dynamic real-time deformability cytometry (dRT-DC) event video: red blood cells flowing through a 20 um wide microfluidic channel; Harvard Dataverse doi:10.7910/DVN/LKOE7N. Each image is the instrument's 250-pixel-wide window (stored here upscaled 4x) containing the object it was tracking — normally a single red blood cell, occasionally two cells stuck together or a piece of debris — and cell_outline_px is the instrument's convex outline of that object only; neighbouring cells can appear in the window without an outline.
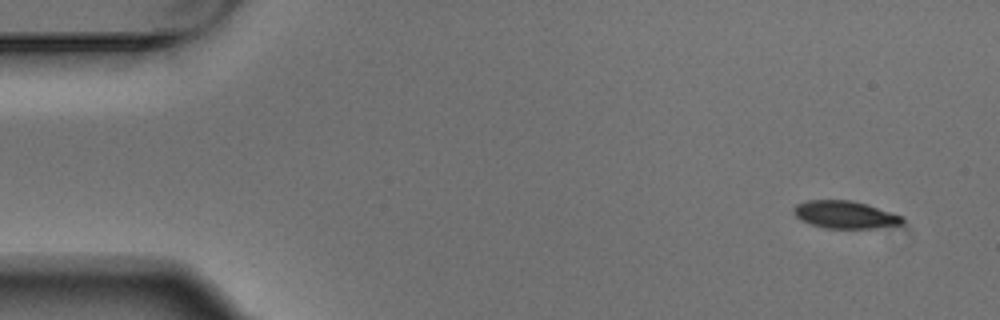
{"species": "Egyptian fruit bat (a non-hibernating species)", "species_latin": "Rousettus aegyptiacus", "temperature_condition": "warm", "stored_images_in_passage": 4, "camera_frame_rate_fps": 3000, "um_per_image_px": 0.085, "animal": {"sex": "male"}, "frame": {"image": 1, "passage_image": 1, "time_ms": 0.0, "image_size_px": [1000, 320], "cell_outline_px": [[904, 220], [900, 224], [872, 228], [824, 228], [800, 220], [792, 212], [792, 208], [796, 204], [808, 200], [852, 200], [904, 216]], "centroid_in_image_um": [71.78, 18.24], "position_along_channel_um": 13.2, "area_um2": 17.34}}
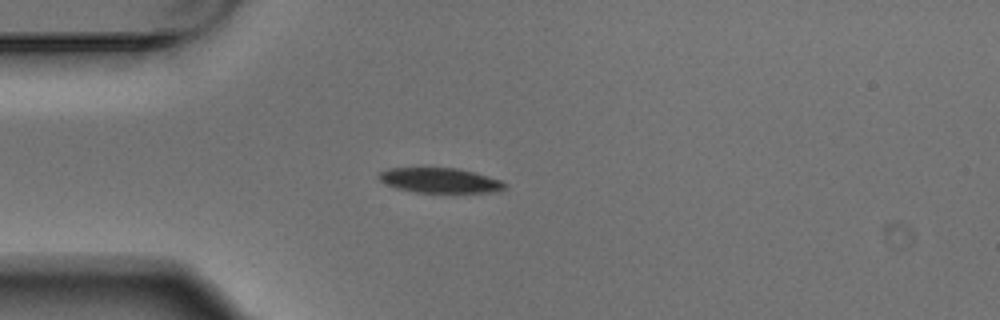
{"frame": {"image": 2, "passage_image": 4, "time_ms": 1.0, "image_size_px": [1000, 320], "cell_outline_px": [[508, 188], [496, 192], [416, 192], [396, 188], [384, 184], [376, 176], [380, 172], [388, 168], [456, 168], [488, 176], [500, 180], [508, 184]], "centroid_in_image_um": [37.39, 15.34], "position_along_channel_um": 47.6, "area_um2": 18.32}}